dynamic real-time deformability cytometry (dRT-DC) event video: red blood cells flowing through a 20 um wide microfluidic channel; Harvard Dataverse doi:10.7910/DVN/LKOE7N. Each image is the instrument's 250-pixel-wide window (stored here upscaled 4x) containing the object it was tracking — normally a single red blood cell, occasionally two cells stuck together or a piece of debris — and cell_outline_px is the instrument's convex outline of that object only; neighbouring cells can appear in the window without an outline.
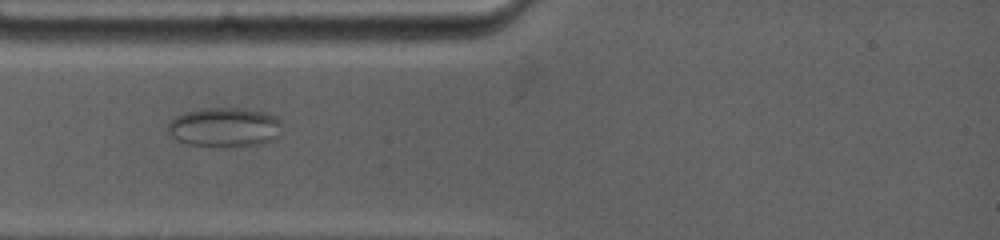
{"species": "common noctule bat (a hibernating species)", "species_latin": "Nyctalus noctula", "temperature_condition": "warm", "stored_images_in_passage": 4, "camera_frame_rate_fps": 4500, "um_per_image_px": 0.085, "animal": {"sex": "female", "body_mass_g": 19.0, "forearm_length_mm": 53.3}, "frame": {"image": 1, "passage_image": 2, "time_ms": 0.889, "image_size_px": [1000, 240], "cell_outline_px": [[280, 136], [272, 140], [260, 144], [188, 144], [176, 140], [168, 132], [168, 124], [176, 116], [184, 112], [200, 108], [240, 108], [268, 112], [276, 116], [280, 120]], "centroid_in_image_um": [19.1, 10.76], "position_along_channel_um": 65.9, "area_um2": 25.66}}
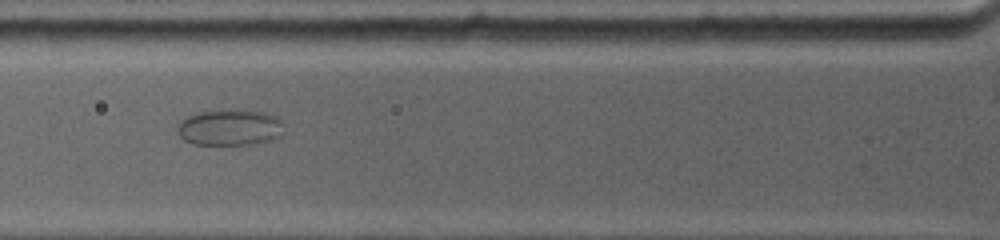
{"frame": {"image": 2, "passage_image": 3, "time_ms": 2.0, "image_size_px": [1000, 240], "cell_outline_px": [[284, 132], [280, 136], [272, 140], [256, 144], [192, 144], [184, 140], [176, 132], [176, 124], [188, 116], [200, 112], [236, 108], [264, 112], [276, 116], [280, 120]], "centroid_in_image_um": [19.53, 10.82], "position_along_channel_um": 106.3, "area_um2": 22.83}}
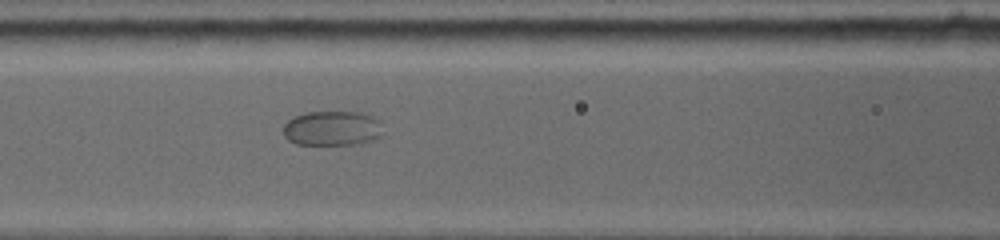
{"frame": {"image": 3, "passage_image": 4, "time_ms": 2.889, "image_size_px": [1000, 240], "cell_outline_px": [[384, 136], [376, 140], [360, 144], [296, 144], [288, 140], [284, 136], [284, 124], [288, 120], [304, 112], [360, 112], [372, 116], [380, 120]], "centroid_in_image_um": [28.3, 10.91], "position_along_channel_um": 138.3, "area_um2": 20.52}}